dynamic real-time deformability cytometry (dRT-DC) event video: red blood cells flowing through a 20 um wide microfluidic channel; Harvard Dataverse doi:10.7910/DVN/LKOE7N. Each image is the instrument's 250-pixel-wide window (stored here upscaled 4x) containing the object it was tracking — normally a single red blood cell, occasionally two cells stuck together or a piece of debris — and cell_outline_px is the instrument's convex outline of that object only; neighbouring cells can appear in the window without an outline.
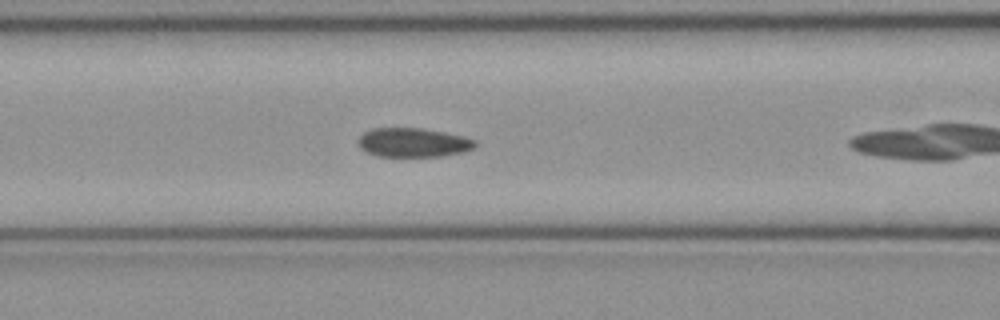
{"species": "common noctule bat (a hibernating species)", "species_latin": "Nyctalus noctula", "temperature_condition": "cold", "stored_images_in_passage": 27, "camera_frame_rate_fps": 3000, "um_per_image_px": 0.085, "animal": {"sex": "female", "body_mass_g": 21.9}, "frame": {"image": 1, "passage_image": 8, "time_ms": 2.333, "image_size_px": [1000, 320], "cell_outline_px": [[476, 148], [464, 152], [440, 156], [376, 156], [360, 148], [356, 144], [356, 140], [364, 132], [372, 128], [420, 128], [444, 132], [464, 136], [476, 140]], "centroid_in_image_um": [35.11, 12.11], "position_along_channel_um": 131.5, "area_um2": 20.0}}
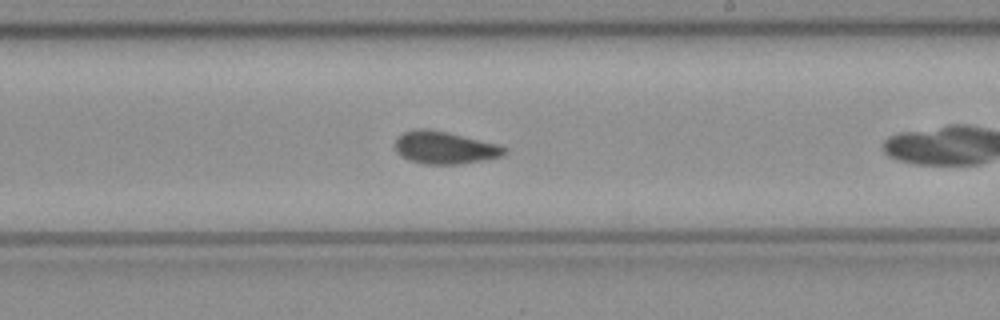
{"frame": {"image": 2, "passage_image": 17, "time_ms": 5.333, "image_size_px": [1000, 320], "cell_outline_px": [[508, 152], [504, 156], [484, 160], [460, 164], [424, 164], [408, 160], [400, 156], [396, 152], [396, 140], [404, 132], [416, 128], [424, 128], [444, 132], [500, 144], [508, 148]], "centroid_in_image_um": [37.84, 12.57], "position_along_channel_um": 251.2, "area_um2": 20.75}}
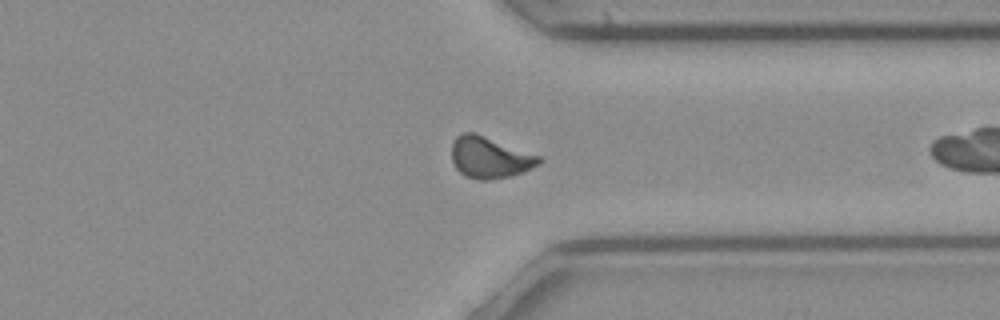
{"frame": {"image": 3, "passage_image": 26, "time_ms": 8.333, "image_size_px": [1000, 320], "cell_outline_px": [[544, 160], [540, 164], [524, 172], [512, 176], [488, 180], [480, 180], [464, 176], [456, 168], [452, 160], [452, 144], [456, 136], [464, 132], [476, 132], [540, 156]], "centroid_in_image_um": [41.64, 13.39], "position_along_channel_um": 369.8, "area_um2": 21.33}}